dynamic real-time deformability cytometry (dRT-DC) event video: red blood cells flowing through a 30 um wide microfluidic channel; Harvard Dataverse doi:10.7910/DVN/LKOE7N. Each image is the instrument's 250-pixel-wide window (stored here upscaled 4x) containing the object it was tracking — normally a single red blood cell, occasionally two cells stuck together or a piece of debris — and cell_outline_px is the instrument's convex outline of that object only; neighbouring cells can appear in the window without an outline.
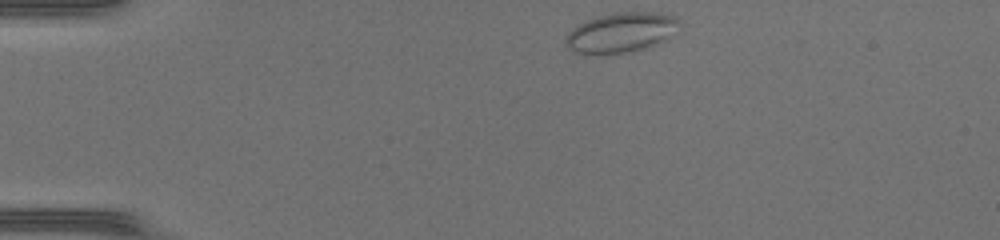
{"species": "common noctule bat (a hibernating species)", "species_latin": "Nyctalus noctula", "temperature_condition": "warm", "stored_images_in_passage": 40, "camera_frame_rate_fps": 3000, "um_per_image_px": 0.085, "animal": {"sex": "female", "body_mass_g": 17.0, "forearm_length_mm": 48.0}, "frame": {"image": 1, "passage_image": 1, "time_ms": 0.0, "image_size_px": [1000, 240], "cell_outline_px": [[680, 20], [676, 36], [660, 44], [628, 52], [576, 52], [568, 48], [564, 44], [564, 36], [572, 28], [588, 20], [600, 16], [616, 12], [652, 12], [676, 16]], "centroid_in_image_um": [52.88, 2.74], "position_along_channel_um": 32.1, "area_um2": 26.41}}
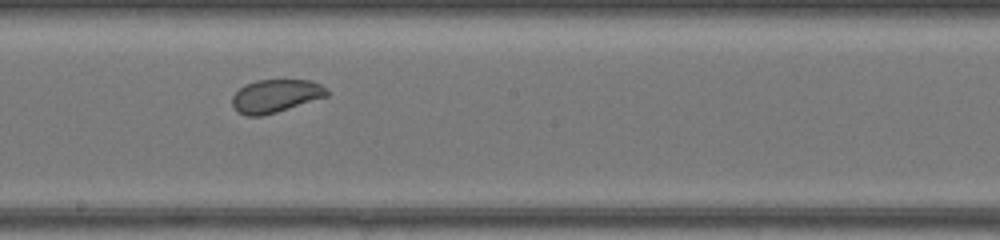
{"frame": {"image": 2, "passage_image": 19, "time_ms": 6.0, "image_size_px": [1000, 240], "cell_outline_px": [[328, 96], [276, 112], [260, 116], [248, 116], [236, 112], [232, 104], [232, 96], [244, 84], [256, 80], [312, 80], [320, 84], [328, 92]], "centroid_in_image_um": [23.39, 8.15], "position_along_channel_um": 224.8, "area_um2": 18.21}}
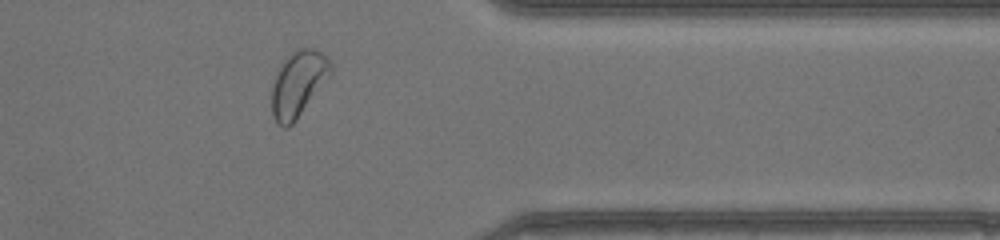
{"frame": {"image": 3, "passage_image": 31, "time_ms": 10.0, "image_size_px": [1000, 240], "cell_outline_px": [[332, 72], [296, 120], [288, 128], [284, 128], [276, 124], [272, 116], [272, 88], [276, 72], [284, 60], [296, 48], [312, 48], [320, 52], [332, 60]], "centroid_in_image_um": [25.34, 7.12], "position_along_channel_um": 386.1, "area_um2": 22.48}, "authors_computed_cell_mechanics": {"area_um2": 21.8773, "velocity_mm_per_s": 4.2966, "shape_relaxation_time_tau1_ms": null, "shape_relaxation_time_tau2_ms": 0.7543, "deformation_change_tau1": null, "deformation_change_tau2": 0.0576}}